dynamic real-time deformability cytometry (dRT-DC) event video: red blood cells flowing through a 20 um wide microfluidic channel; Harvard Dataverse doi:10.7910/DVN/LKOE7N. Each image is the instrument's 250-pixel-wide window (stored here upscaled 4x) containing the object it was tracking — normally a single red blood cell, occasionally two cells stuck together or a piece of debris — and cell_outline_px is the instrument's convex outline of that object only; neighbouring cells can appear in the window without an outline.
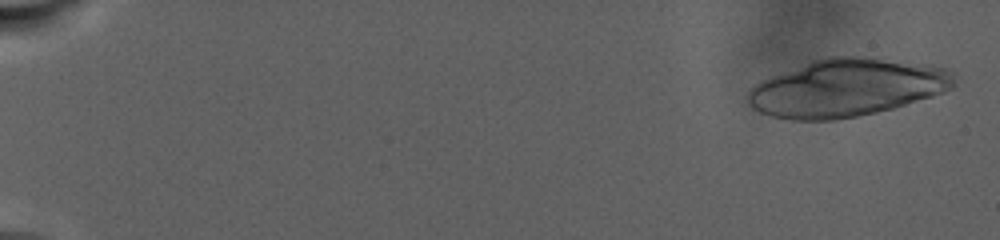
{"species": "human", "species_latin": "Homo sapiens", "temperature_condition": "warm", "stored_images_in_passage": 45, "camera_frame_rate_fps": 3000, "um_per_image_px": 0.085, "donor": {"sex": "male"}, "frame": {"image": 1, "passage_image": 2, "time_ms": 0.667, "image_size_px": [1000, 240], "cell_outline_px": [[956, 84], [952, 88], [944, 92], [932, 96], [892, 108], [876, 112], [836, 120], [792, 120], [772, 116], [760, 112], [748, 104], [748, 92], [756, 84], [772, 76], [812, 60], [828, 56], [860, 56], [932, 64], [948, 68], [952, 72]], "centroid_in_image_um": [72.02, 7.45], "position_along_channel_um": 13.0, "area_um2": 69.24}}
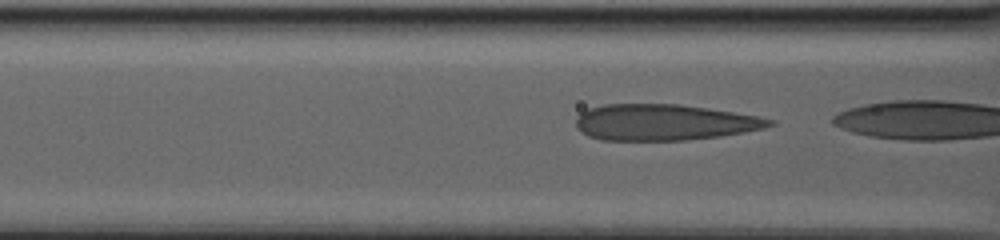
{"frame": {"image": 2, "passage_image": 40, "time_ms": 13.0, "image_size_px": [1000, 240], "cell_outline_px": [[776, 124], [764, 128], [744, 132], [720, 136], [684, 140], [600, 140], [588, 136], [580, 132], [576, 128], [576, 116], [580, 112], [588, 108], [604, 104], [680, 104], [732, 112], [756, 116], [776, 120]], "centroid_in_image_um": [56.4, 10.4], "position_along_channel_um": 110.2, "area_um2": 40.86}}